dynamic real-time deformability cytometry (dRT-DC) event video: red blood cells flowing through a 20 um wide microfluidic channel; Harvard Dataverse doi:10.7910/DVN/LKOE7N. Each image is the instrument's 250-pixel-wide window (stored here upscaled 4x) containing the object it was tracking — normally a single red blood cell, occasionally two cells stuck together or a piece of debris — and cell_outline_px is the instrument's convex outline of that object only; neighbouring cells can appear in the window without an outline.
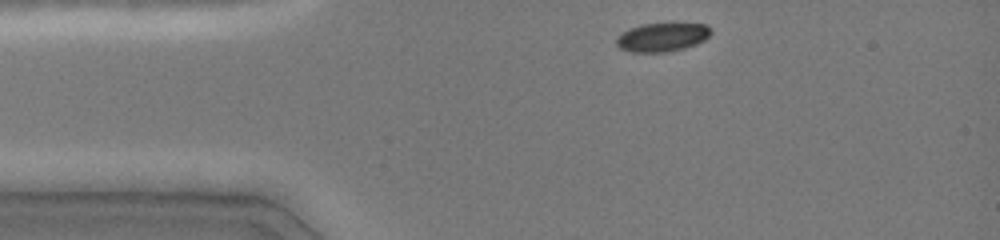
{"species": "common noctule bat (a hibernating species)", "species_latin": "Nyctalus noctula", "temperature_condition": "cold", "stored_images_in_passage": 35, "camera_frame_rate_fps": 3000, "um_per_image_px": 0.085, "animal": {"sex": "female", "body_mass_g": 19.0, "forearm_length_mm": 51.5}, "frame": {"image": 1, "passage_image": 1, "time_ms": 0.0, "image_size_px": [1000, 240], "cell_outline_px": [[712, 32], [704, 40], [696, 44], [684, 48], [668, 52], [632, 52], [620, 48], [616, 44], [616, 36], [628, 28], [640, 24], [672, 20], [708, 24], [712, 28]], "centroid_in_image_um": [56.33, 3.09], "position_along_channel_um": 28.7, "area_um2": 16.88}}
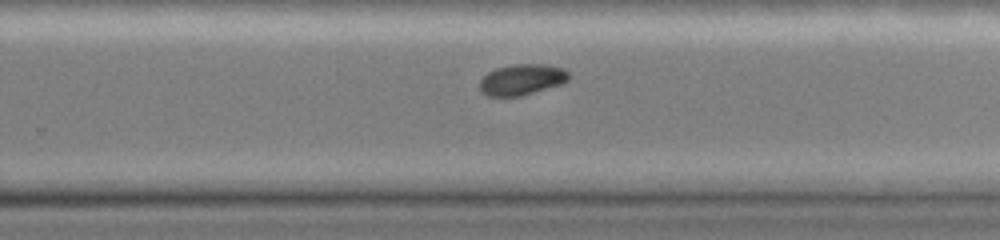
{"frame": {"image": 2, "passage_image": 23, "time_ms": 7.333, "image_size_px": [1000, 240], "cell_outline_px": [[568, 80], [560, 84], [520, 96], [488, 96], [480, 92], [480, 80], [488, 72], [496, 68], [512, 64], [544, 64], [564, 68], [568, 72]], "centroid_in_image_um": [44.33, 6.75], "position_along_channel_um": 285.5, "area_um2": 15.95}}
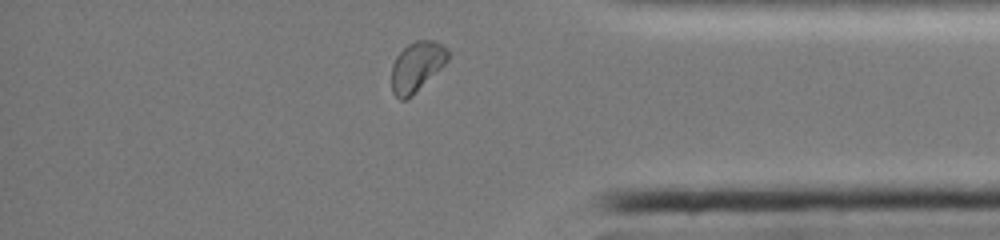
{"frame": {"image": 3, "passage_image": 32, "time_ms": 10.333, "image_size_px": [1000, 240], "cell_outline_px": [[448, 60], [412, 96], [404, 100], [400, 100], [392, 92], [392, 64], [396, 56], [408, 44], [416, 40], [436, 40], [448, 48]], "centroid_in_image_um": [35.42, 5.64], "position_along_channel_um": 399.8, "area_um2": 16.3}, "authors_computed_cell_mechanics": {"area_um2": 16.8776, "velocity_mm_per_s": 4.053, "shape_relaxation_time_tau1_ms": 2.6095, "shape_relaxation_time_tau2_ms": null, "deformation_change_tau1": 0.0838, "deformation_change_tau2": null}}